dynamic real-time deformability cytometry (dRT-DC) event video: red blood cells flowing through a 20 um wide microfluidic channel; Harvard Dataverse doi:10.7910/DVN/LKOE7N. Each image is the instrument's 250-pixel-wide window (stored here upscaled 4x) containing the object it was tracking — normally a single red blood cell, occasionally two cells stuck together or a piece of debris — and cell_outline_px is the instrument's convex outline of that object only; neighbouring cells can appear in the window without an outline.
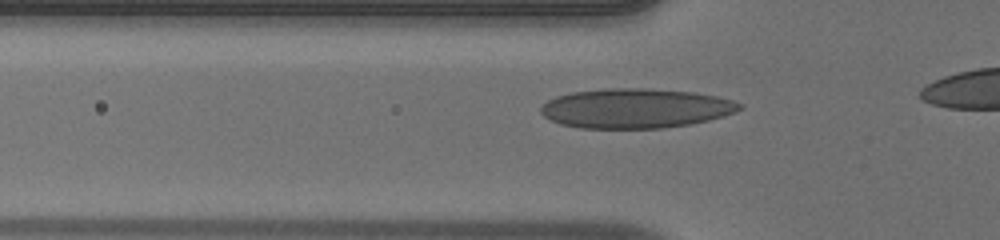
{"species": "human", "species_latin": "Homo sapiens", "temperature_condition": "warm", "stored_images_in_passage": 29, "camera_frame_rate_fps": 3000, "um_per_image_px": 0.085, "donor": {"sex": "male"}, "frame": {"image": 1, "passage_image": 4, "time_ms": 1.0, "image_size_px": [1000, 240], "cell_outline_px": [[744, 108], [736, 112], [724, 116], [692, 124], [660, 128], [580, 128], [560, 124], [544, 116], [540, 112], [540, 108], [548, 100], [556, 96], [572, 92], [604, 88], [644, 88], [692, 92], [716, 96], [732, 100], [744, 104]], "centroid_in_image_um": [54.04, 9.21], "position_along_channel_um": 71.8, "area_um2": 46.01}}
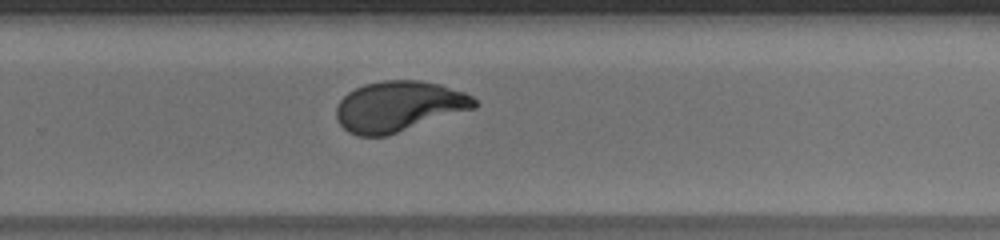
{"frame": {"image": 2, "passage_image": 21, "time_ms": 6.667, "image_size_px": [1000, 240], "cell_outline_px": [[476, 108], [388, 136], [360, 136], [348, 132], [340, 124], [336, 116], [336, 108], [340, 100], [348, 92], [364, 84], [384, 80], [420, 80], [440, 84], [464, 92], [472, 96], [476, 100]], "centroid_in_image_um": [33.91, 9.05], "position_along_channel_um": 295.9, "area_um2": 40.81}}
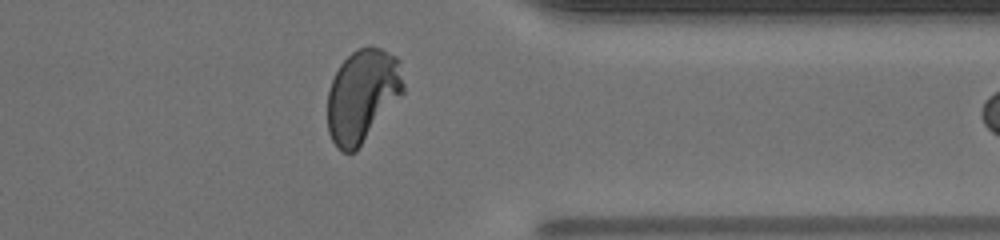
{"frame": {"image": 3, "passage_image": 28, "time_ms": 9.0, "image_size_px": [1000, 240], "cell_outline_px": [[404, 92], [356, 152], [340, 152], [336, 148], [328, 132], [328, 92], [332, 80], [340, 64], [356, 48], [368, 44], [372, 44], [396, 56], [400, 60], [404, 84]], "centroid_in_image_um": [30.81, 8.11], "position_along_channel_um": 380.6, "area_um2": 41.5}}